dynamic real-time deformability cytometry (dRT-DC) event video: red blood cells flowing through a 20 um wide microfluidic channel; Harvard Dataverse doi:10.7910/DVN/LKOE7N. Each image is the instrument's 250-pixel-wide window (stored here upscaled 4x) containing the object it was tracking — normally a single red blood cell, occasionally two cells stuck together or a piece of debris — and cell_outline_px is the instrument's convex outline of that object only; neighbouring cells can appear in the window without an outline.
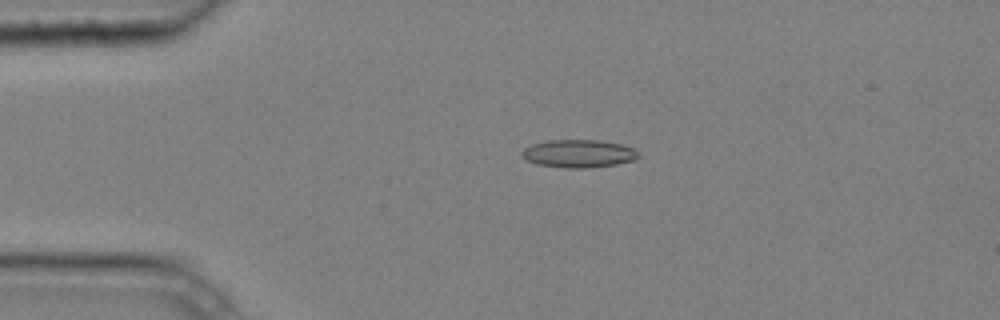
{"species": "common noctule bat (a hibernating species)", "species_latin": "Nyctalus noctula", "temperature_condition": "cold", "stored_images_in_passage": 4, "camera_frame_rate_fps": 3000, "um_per_image_px": 0.085, "animal": {"sex": "male", "body_mass_g": 20.4}, "frame": {"image": 1, "passage_image": 3, "time_ms": 0.667, "image_size_px": [1000, 320], "cell_outline_px": [[640, 156], [636, 160], [616, 164], [584, 168], [564, 168], [536, 164], [520, 156], [520, 152], [524, 148], [532, 144], [548, 140], [600, 140], [620, 144], [636, 148], [640, 152]], "centroid_in_image_um": [49.2, 13.05], "position_along_channel_um": 35.8, "area_um2": 19.19}}